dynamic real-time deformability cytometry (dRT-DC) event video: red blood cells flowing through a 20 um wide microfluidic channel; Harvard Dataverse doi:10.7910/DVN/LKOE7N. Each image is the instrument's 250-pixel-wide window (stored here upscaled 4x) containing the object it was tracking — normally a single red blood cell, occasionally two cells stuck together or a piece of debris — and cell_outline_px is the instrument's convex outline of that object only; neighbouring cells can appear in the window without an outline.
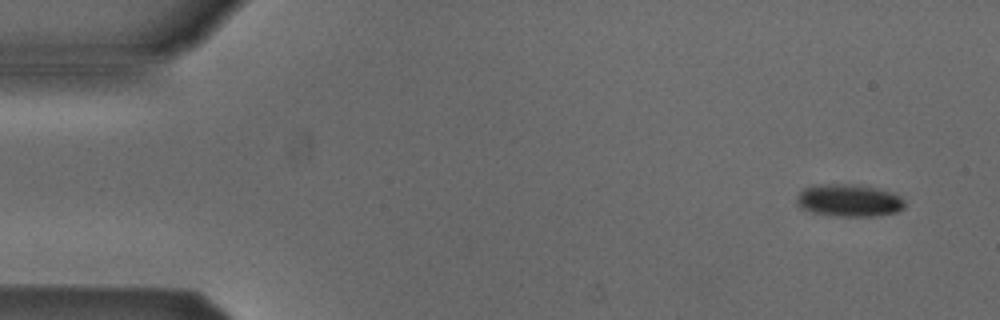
{"species": "Egyptian fruit bat (a non-hibernating species)", "species_latin": "Rousettus aegyptiacus", "temperature_condition": "cold", "stored_images_in_passage": 4, "camera_frame_rate_fps": 3000, "um_per_image_px": 0.085, "animal": {"sex": "male"}, "frame": {"image": 1, "passage_image": 1, "time_ms": 0.0, "image_size_px": [1000, 320], "cell_outline_px": [[904, 208], [896, 212], [872, 216], [836, 216], [816, 212], [804, 208], [796, 204], [796, 196], [804, 188], [828, 184], [856, 184], [888, 192], [900, 196], [904, 200]], "centroid_in_image_um": [72.16, 17.04], "position_along_channel_um": 12.8, "area_um2": 19.88}}